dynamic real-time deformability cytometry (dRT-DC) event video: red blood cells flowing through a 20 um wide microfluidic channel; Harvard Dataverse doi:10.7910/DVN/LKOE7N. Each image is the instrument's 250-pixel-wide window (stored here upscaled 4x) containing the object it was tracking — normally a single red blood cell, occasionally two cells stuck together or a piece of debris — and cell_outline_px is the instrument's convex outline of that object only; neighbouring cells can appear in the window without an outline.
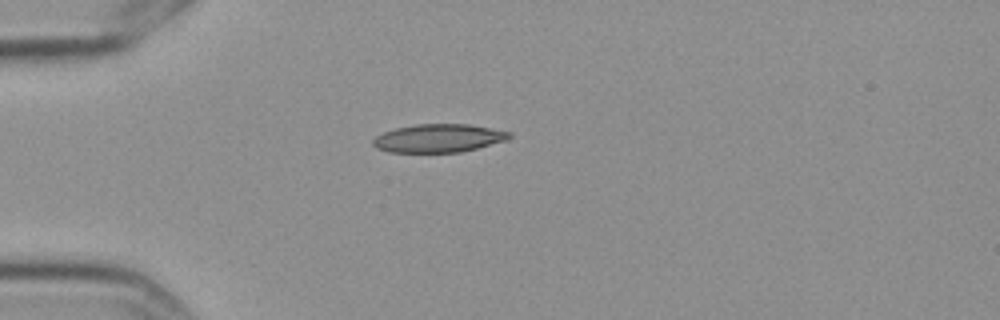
{"species": "Egyptian fruit bat (a non-hibernating species)", "species_latin": "Rousettus aegyptiacus", "temperature_condition": "cold", "stored_images_in_passage": 42, "camera_frame_rate_fps": 3000, "um_per_image_px": 0.085, "frame": {"image": 1, "passage_image": 1, "time_ms": 0.0, "image_size_px": [1000, 320], "cell_outline_px": [[512, 136], [508, 140], [460, 152], [388, 152], [376, 148], [372, 144], [372, 140], [376, 136], [384, 132], [396, 128], [416, 124], [468, 124], [512, 132]], "centroid_in_image_um": [37.28, 11.75], "position_along_channel_um": 47.7, "area_um2": 22.43}}
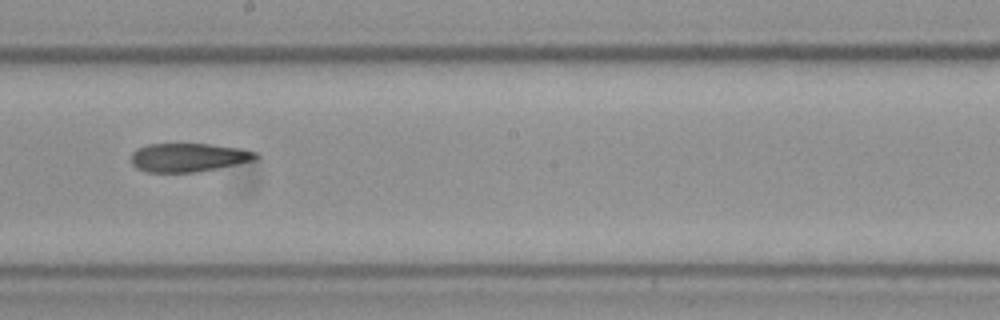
{"frame": {"image": 2, "passage_image": 18, "time_ms": 5.667, "image_size_px": [1000, 320], "cell_outline_px": [[260, 156], [256, 160], [196, 172], [148, 172], [136, 168], [132, 164], [132, 152], [136, 148], [148, 144], [212, 144], [240, 148], [256, 152]], "centroid_in_image_um": [16.02, 13.37], "position_along_channel_um": 232.2, "area_um2": 20.81}}
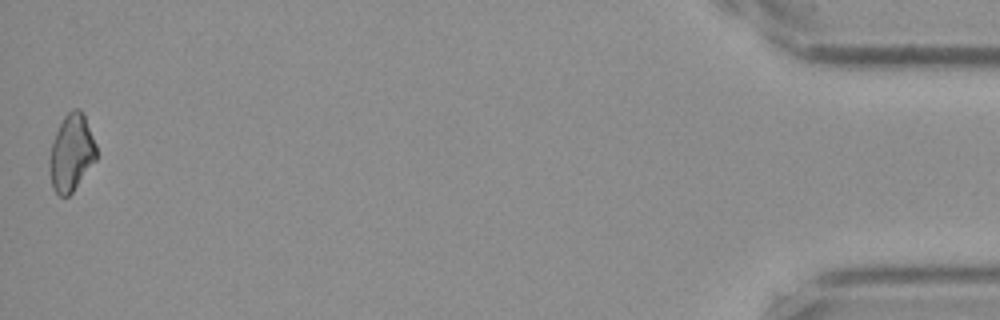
{"frame": {"image": 3, "passage_image": 42, "time_ms": 13.667, "image_size_px": [1000, 320], "cell_outline_px": [[96, 160], [72, 192], [68, 196], [60, 196], [52, 188], [48, 164], [48, 160], [52, 144], [56, 132], [64, 116], [72, 108], [80, 108], [84, 112], [96, 144]], "centroid_in_image_um": [6.07, 12.96], "position_along_channel_um": 429.1, "area_um2": 21.1}}